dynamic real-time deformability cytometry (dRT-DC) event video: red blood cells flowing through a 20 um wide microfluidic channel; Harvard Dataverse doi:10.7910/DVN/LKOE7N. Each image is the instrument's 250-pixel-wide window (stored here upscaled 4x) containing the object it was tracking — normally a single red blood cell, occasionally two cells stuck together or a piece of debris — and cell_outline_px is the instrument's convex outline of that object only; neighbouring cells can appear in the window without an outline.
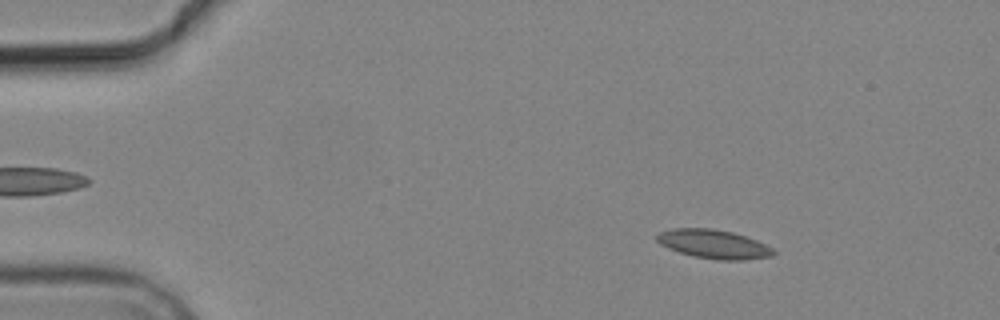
{"species": "common noctule bat (a hibernating species)", "species_latin": "Nyctalus noctula", "temperature_condition": "cold", "stored_images_in_passage": 4, "camera_frame_rate_fps": 3000, "um_per_image_px": 0.085, "animal": {"sex": "male", "body_mass_g": 19.2, "forearm_length_mm": 51.8}, "frame": {"image": 1, "passage_image": 2, "time_ms": 1.333, "image_size_px": [1000, 320], "cell_outline_px": [[776, 252], [772, 256], [744, 260], [720, 260], [692, 256], [668, 248], [660, 244], [656, 240], [656, 236], [660, 232], [672, 228], [712, 228], [732, 232], [756, 240], [772, 248]], "centroid_in_image_um": [60.64, 20.75], "position_along_channel_um": 24.4, "area_um2": 19.54}}